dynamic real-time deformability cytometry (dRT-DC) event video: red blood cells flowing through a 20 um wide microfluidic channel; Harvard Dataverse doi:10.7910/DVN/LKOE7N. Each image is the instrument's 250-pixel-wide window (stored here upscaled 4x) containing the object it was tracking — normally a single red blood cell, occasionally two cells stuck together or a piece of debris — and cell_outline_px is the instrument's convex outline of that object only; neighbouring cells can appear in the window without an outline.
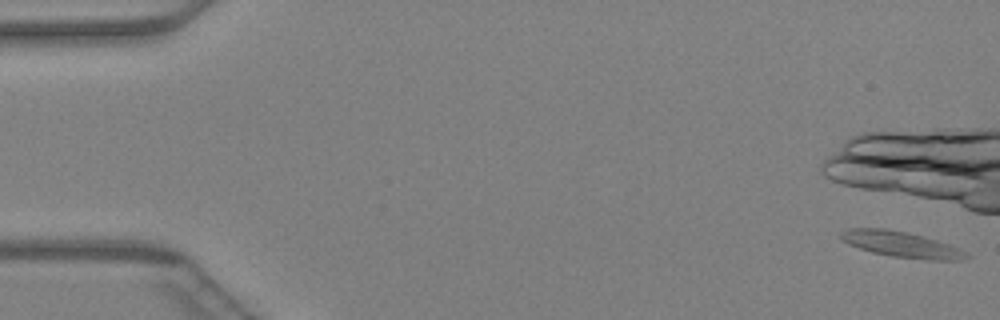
{"species": "Egyptian fruit bat (a non-hibernating species)", "species_latin": "Rousettus aegyptiacus", "temperature_condition": "warm", "stored_images_in_passage": 9, "camera_frame_rate_fps": 3000, "um_per_image_px": 0.085, "animal": {"sex": "female"}, "frame": {"image": 1, "passage_image": 1, "time_ms": 0.0, "image_size_px": [1000, 320], "cell_outline_px": [[972, 256], [964, 260], [932, 260], [892, 256], [872, 252], [848, 244], [840, 236], [840, 232], [848, 228], [888, 228], [924, 236], [948, 244], [968, 252]], "centroid_in_image_um": [76.65, 20.77], "position_along_channel_um": 8.3, "area_um2": 18.84}}